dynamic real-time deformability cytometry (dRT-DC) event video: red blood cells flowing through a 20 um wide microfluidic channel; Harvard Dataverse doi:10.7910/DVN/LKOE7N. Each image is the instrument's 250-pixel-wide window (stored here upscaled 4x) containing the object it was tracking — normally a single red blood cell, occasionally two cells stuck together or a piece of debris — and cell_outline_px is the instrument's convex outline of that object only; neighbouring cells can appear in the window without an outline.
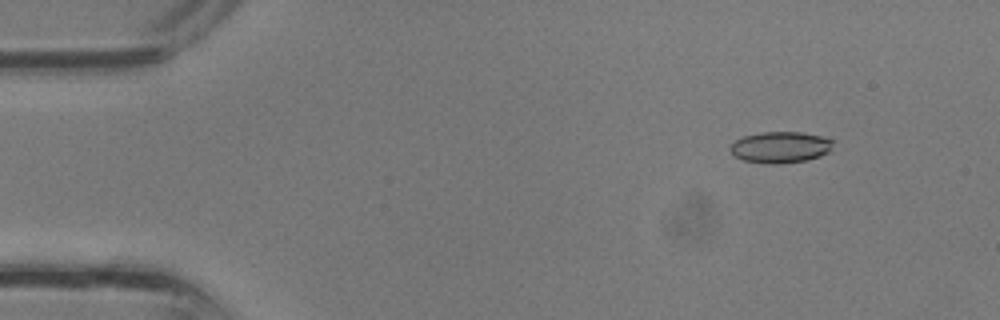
{"species": "common noctule bat (a hibernating species)", "species_latin": "Nyctalus noctula", "temperature_condition": "room temperature", "stored_images_in_passage": 35, "segment_of_instrument_passage": [1, 2], "camera_frame_rate_fps": 3000, "um_per_image_px": 0.085, "animal": {"sex": "male", "body_mass_g": 13.3}, "frame": {"image": 1, "passage_image": 4, "time_ms": 1.0, "image_size_px": [1000, 320], "cell_outline_px": [[832, 140], [828, 152], [820, 156], [808, 160], [780, 164], [772, 164], [744, 160], [736, 156], [728, 148], [736, 140], [744, 136], [760, 132], [800, 132], [820, 136]], "centroid_in_image_um": [66.31, 12.52], "position_along_channel_um": 18.7, "area_um2": 18.5}}
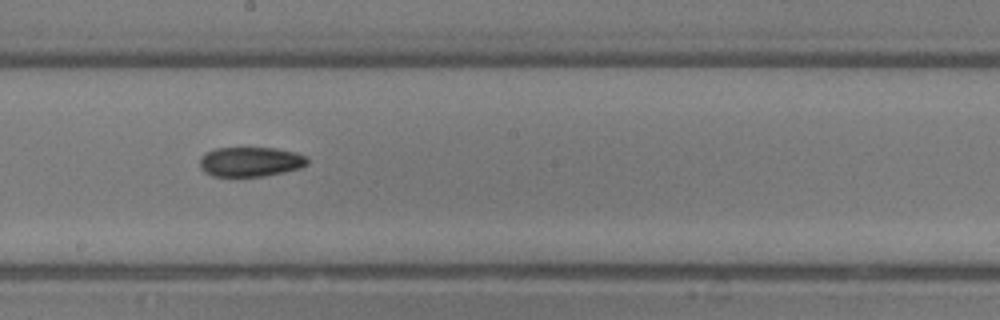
{"frame": {"image": 2, "passage_image": 19, "time_ms": 6.0, "image_size_px": [1000, 320], "cell_outline_px": [[308, 164], [300, 168], [284, 172], [264, 176], [212, 176], [204, 172], [200, 168], [200, 160], [208, 152], [216, 148], [276, 148], [296, 152], [308, 156]], "centroid_in_image_um": [21.34, 13.75], "position_along_channel_um": 226.9, "area_um2": 18.61}}
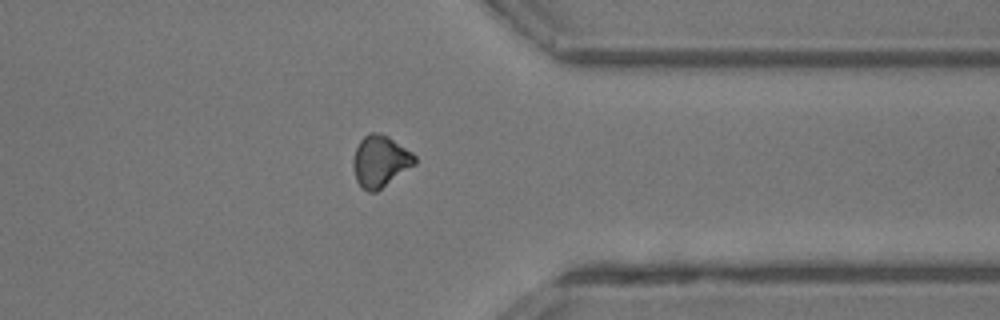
{"frame": {"image": 3, "passage_image": 27, "time_ms": 8.667, "image_size_px": [1000, 320], "cell_outline_px": [[416, 164], [376, 192], [368, 192], [356, 180], [352, 164], [352, 160], [356, 148], [360, 140], [368, 132], [376, 132], [388, 136], [412, 152], [416, 156]], "centroid_in_image_um": [32.32, 13.69], "position_along_channel_um": 379.1, "area_um2": 18.5}}